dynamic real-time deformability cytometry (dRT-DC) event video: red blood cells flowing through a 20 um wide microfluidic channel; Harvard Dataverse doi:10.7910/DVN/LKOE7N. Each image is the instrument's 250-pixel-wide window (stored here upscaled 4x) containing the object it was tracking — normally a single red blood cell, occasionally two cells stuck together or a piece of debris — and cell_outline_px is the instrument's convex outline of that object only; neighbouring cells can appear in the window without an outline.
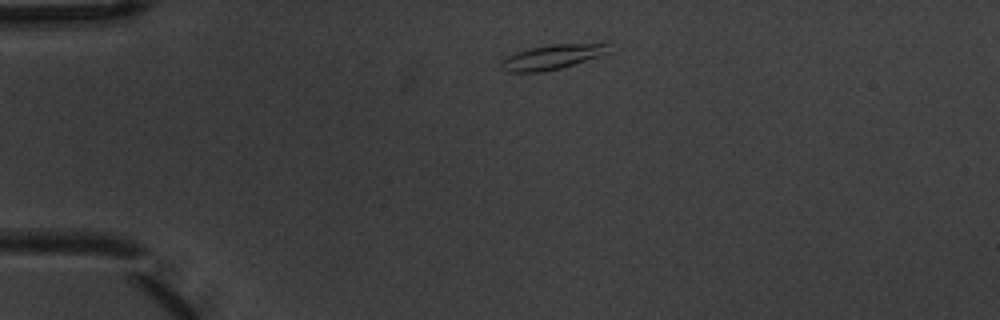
{"species": "common noctule bat (a hibernating species)", "species_latin": "Nyctalus noctula", "temperature_condition": "warm", "stored_images_in_passage": 2, "camera_frame_rate_fps": 3000, "um_per_image_px": 0.085, "animal": {"sex": "male", "body_mass_g": 20.1, "forearm_length_mm": 53.5}, "frame": {"image": 1, "passage_image": 1, "time_ms": 0.0, "image_size_px": [1000, 320], "cell_outline_px": [[608, 52], [600, 56], [560, 68], [540, 72], [504, 72], [500, 68], [500, 60], [516, 52], [528, 48], [552, 44], [608, 44]], "centroid_in_image_um": [46.83, 4.86], "position_along_channel_um": 38.2, "area_um2": 15.32}}